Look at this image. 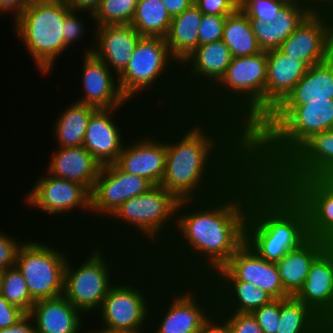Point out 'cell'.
Returning a JSON list of instances; mask_svg holds the SVG:
<instances>
[{"mask_svg":"<svg viewBox=\"0 0 333 333\" xmlns=\"http://www.w3.org/2000/svg\"><path fill=\"white\" fill-rule=\"evenodd\" d=\"M308 238L304 207L270 178L250 198L245 243L264 260L277 263Z\"/></svg>","mask_w":333,"mask_h":333,"instance_id":"5","label":"cell"},{"mask_svg":"<svg viewBox=\"0 0 333 333\" xmlns=\"http://www.w3.org/2000/svg\"><path fill=\"white\" fill-rule=\"evenodd\" d=\"M284 4L282 0H240L239 7L250 20L269 23L278 18L277 12Z\"/></svg>","mask_w":333,"mask_h":333,"instance_id":"41","label":"cell"},{"mask_svg":"<svg viewBox=\"0 0 333 333\" xmlns=\"http://www.w3.org/2000/svg\"><path fill=\"white\" fill-rule=\"evenodd\" d=\"M287 190L306 211L309 237L333 245V187L324 179L302 178Z\"/></svg>","mask_w":333,"mask_h":333,"instance_id":"22","label":"cell"},{"mask_svg":"<svg viewBox=\"0 0 333 333\" xmlns=\"http://www.w3.org/2000/svg\"><path fill=\"white\" fill-rule=\"evenodd\" d=\"M172 17L162 0H138L131 26L142 37L164 38Z\"/></svg>","mask_w":333,"mask_h":333,"instance_id":"37","label":"cell"},{"mask_svg":"<svg viewBox=\"0 0 333 333\" xmlns=\"http://www.w3.org/2000/svg\"><path fill=\"white\" fill-rule=\"evenodd\" d=\"M69 10L63 0H33L11 24L13 37L32 59L30 62L34 63L35 73L42 76L40 79L50 78L54 69L58 72L61 59L73 55L63 37V24Z\"/></svg>","mask_w":333,"mask_h":333,"instance_id":"12","label":"cell"},{"mask_svg":"<svg viewBox=\"0 0 333 333\" xmlns=\"http://www.w3.org/2000/svg\"><path fill=\"white\" fill-rule=\"evenodd\" d=\"M333 170V129L313 134L270 178L283 189L302 178L324 179Z\"/></svg>","mask_w":333,"mask_h":333,"instance_id":"18","label":"cell"},{"mask_svg":"<svg viewBox=\"0 0 333 333\" xmlns=\"http://www.w3.org/2000/svg\"><path fill=\"white\" fill-rule=\"evenodd\" d=\"M333 129V99L278 105L249 135L250 166L270 177L313 134Z\"/></svg>","mask_w":333,"mask_h":333,"instance_id":"4","label":"cell"},{"mask_svg":"<svg viewBox=\"0 0 333 333\" xmlns=\"http://www.w3.org/2000/svg\"><path fill=\"white\" fill-rule=\"evenodd\" d=\"M33 0H0V18L10 16L11 24L22 14ZM11 19V21H10Z\"/></svg>","mask_w":333,"mask_h":333,"instance_id":"47","label":"cell"},{"mask_svg":"<svg viewBox=\"0 0 333 333\" xmlns=\"http://www.w3.org/2000/svg\"><path fill=\"white\" fill-rule=\"evenodd\" d=\"M226 17L227 16L203 14L198 29L199 45L222 40Z\"/></svg>","mask_w":333,"mask_h":333,"instance_id":"44","label":"cell"},{"mask_svg":"<svg viewBox=\"0 0 333 333\" xmlns=\"http://www.w3.org/2000/svg\"><path fill=\"white\" fill-rule=\"evenodd\" d=\"M89 333H150L149 330L89 329Z\"/></svg>","mask_w":333,"mask_h":333,"instance_id":"53","label":"cell"},{"mask_svg":"<svg viewBox=\"0 0 333 333\" xmlns=\"http://www.w3.org/2000/svg\"><path fill=\"white\" fill-rule=\"evenodd\" d=\"M203 13L192 4L183 13L172 17L167 35L164 37L171 56L181 64L198 46V29Z\"/></svg>","mask_w":333,"mask_h":333,"instance_id":"33","label":"cell"},{"mask_svg":"<svg viewBox=\"0 0 333 333\" xmlns=\"http://www.w3.org/2000/svg\"><path fill=\"white\" fill-rule=\"evenodd\" d=\"M208 280L245 281L261 288L273 299L289 298L282 286L277 264L264 260L245 242Z\"/></svg>","mask_w":333,"mask_h":333,"instance_id":"21","label":"cell"},{"mask_svg":"<svg viewBox=\"0 0 333 333\" xmlns=\"http://www.w3.org/2000/svg\"><path fill=\"white\" fill-rule=\"evenodd\" d=\"M29 315L36 333H89V319L63 295L35 301Z\"/></svg>","mask_w":333,"mask_h":333,"instance_id":"25","label":"cell"},{"mask_svg":"<svg viewBox=\"0 0 333 333\" xmlns=\"http://www.w3.org/2000/svg\"><path fill=\"white\" fill-rule=\"evenodd\" d=\"M168 277L153 258H139L110 288L89 329L149 330L153 297Z\"/></svg>","mask_w":333,"mask_h":333,"instance_id":"10","label":"cell"},{"mask_svg":"<svg viewBox=\"0 0 333 333\" xmlns=\"http://www.w3.org/2000/svg\"><path fill=\"white\" fill-rule=\"evenodd\" d=\"M171 17L177 16L187 10L194 0H162Z\"/></svg>","mask_w":333,"mask_h":333,"instance_id":"51","label":"cell"},{"mask_svg":"<svg viewBox=\"0 0 333 333\" xmlns=\"http://www.w3.org/2000/svg\"><path fill=\"white\" fill-rule=\"evenodd\" d=\"M266 74V51L232 58L225 75L193 109L229 118L249 135L265 119Z\"/></svg>","mask_w":333,"mask_h":333,"instance_id":"8","label":"cell"},{"mask_svg":"<svg viewBox=\"0 0 333 333\" xmlns=\"http://www.w3.org/2000/svg\"><path fill=\"white\" fill-rule=\"evenodd\" d=\"M227 324L230 333H262L251 313L216 312Z\"/></svg>","mask_w":333,"mask_h":333,"instance_id":"43","label":"cell"},{"mask_svg":"<svg viewBox=\"0 0 333 333\" xmlns=\"http://www.w3.org/2000/svg\"><path fill=\"white\" fill-rule=\"evenodd\" d=\"M240 0H194L203 14L228 16L239 8Z\"/></svg>","mask_w":333,"mask_h":333,"instance_id":"45","label":"cell"},{"mask_svg":"<svg viewBox=\"0 0 333 333\" xmlns=\"http://www.w3.org/2000/svg\"><path fill=\"white\" fill-rule=\"evenodd\" d=\"M26 313L12 305L0 294V328L10 327L20 321Z\"/></svg>","mask_w":333,"mask_h":333,"instance_id":"46","label":"cell"},{"mask_svg":"<svg viewBox=\"0 0 333 333\" xmlns=\"http://www.w3.org/2000/svg\"><path fill=\"white\" fill-rule=\"evenodd\" d=\"M3 269H0V293H1V283H2V274H3Z\"/></svg>","mask_w":333,"mask_h":333,"instance_id":"57","label":"cell"},{"mask_svg":"<svg viewBox=\"0 0 333 333\" xmlns=\"http://www.w3.org/2000/svg\"><path fill=\"white\" fill-rule=\"evenodd\" d=\"M180 200L160 185L128 199L97 229L95 241L154 258L172 238Z\"/></svg>","mask_w":333,"mask_h":333,"instance_id":"3","label":"cell"},{"mask_svg":"<svg viewBox=\"0 0 333 333\" xmlns=\"http://www.w3.org/2000/svg\"><path fill=\"white\" fill-rule=\"evenodd\" d=\"M216 312L208 280L168 277L157 289L149 312L150 333H199Z\"/></svg>","mask_w":333,"mask_h":333,"instance_id":"11","label":"cell"},{"mask_svg":"<svg viewBox=\"0 0 333 333\" xmlns=\"http://www.w3.org/2000/svg\"><path fill=\"white\" fill-rule=\"evenodd\" d=\"M310 13L303 4L285 3L274 22L251 20L260 49L266 52L278 49Z\"/></svg>","mask_w":333,"mask_h":333,"instance_id":"31","label":"cell"},{"mask_svg":"<svg viewBox=\"0 0 333 333\" xmlns=\"http://www.w3.org/2000/svg\"><path fill=\"white\" fill-rule=\"evenodd\" d=\"M331 57L333 58V20L331 26Z\"/></svg>","mask_w":333,"mask_h":333,"instance_id":"55","label":"cell"},{"mask_svg":"<svg viewBox=\"0 0 333 333\" xmlns=\"http://www.w3.org/2000/svg\"><path fill=\"white\" fill-rule=\"evenodd\" d=\"M285 3H298V4H302V0H282Z\"/></svg>","mask_w":333,"mask_h":333,"instance_id":"56","label":"cell"},{"mask_svg":"<svg viewBox=\"0 0 333 333\" xmlns=\"http://www.w3.org/2000/svg\"><path fill=\"white\" fill-rule=\"evenodd\" d=\"M324 240L309 237L299 247L292 249L277 264L285 293L295 297L304 285L313 261L329 246Z\"/></svg>","mask_w":333,"mask_h":333,"instance_id":"28","label":"cell"},{"mask_svg":"<svg viewBox=\"0 0 333 333\" xmlns=\"http://www.w3.org/2000/svg\"><path fill=\"white\" fill-rule=\"evenodd\" d=\"M332 20L333 13L311 12L278 49L308 67L326 61L331 57Z\"/></svg>","mask_w":333,"mask_h":333,"instance_id":"20","label":"cell"},{"mask_svg":"<svg viewBox=\"0 0 333 333\" xmlns=\"http://www.w3.org/2000/svg\"><path fill=\"white\" fill-rule=\"evenodd\" d=\"M123 96L147 113L183 112L193 107L183 98L180 64L164 38L142 37L118 76ZM146 101V102H145Z\"/></svg>","mask_w":333,"mask_h":333,"instance_id":"6","label":"cell"},{"mask_svg":"<svg viewBox=\"0 0 333 333\" xmlns=\"http://www.w3.org/2000/svg\"><path fill=\"white\" fill-rule=\"evenodd\" d=\"M53 148L43 160L49 158L44 170L53 177L77 182L91 192L102 167L100 163L83 146Z\"/></svg>","mask_w":333,"mask_h":333,"instance_id":"24","label":"cell"},{"mask_svg":"<svg viewBox=\"0 0 333 333\" xmlns=\"http://www.w3.org/2000/svg\"><path fill=\"white\" fill-rule=\"evenodd\" d=\"M153 186L146 178L127 173L116 163L102 166L90 192L91 238L122 203Z\"/></svg>","mask_w":333,"mask_h":333,"instance_id":"17","label":"cell"},{"mask_svg":"<svg viewBox=\"0 0 333 333\" xmlns=\"http://www.w3.org/2000/svg\"><path fill=\"white\" fill-rule=\"evenodd\" d=\"M148 115L165 131L160 186L179 200L213 197L250 166L248 135L233 120L193 108Z\"/></svg>","mask_w":333,"mask_h":333,"instance_id":"1","label":"cell"},{"mask_svg":"<svg viewBox=\"0 0 333 333\" xmlns=\"http://www.w3.org/2000/svg\"><path fill=\"white\" fill-rule=\"evenodd\" d=\"M266 54L265 118L287 97L308 69L303 61L286 56L279 49Z\"/></svg>","mask_w":333,"mask_h":333,"instance_id":"26","label":"cell"},{"mask_svg":"<svg viewBox=\"0 0 333 333\" xmlns=\"http://www.w3.org/2000/svg\"><path fill=\"white\" fill-rule=\"evenodd\" d=\"M83 239L69 232H33L20 246L15 266L34 301L63 295L66 262Z\"/></svg>","mask_w":333,"mask_h":333,"instance_id":"13","label":"cell"},{"mask_svg":"<svg viewBox=\"0 0 333 333\" xmlns=\"http://www.w3.org/2000/svg\"><path fill=\"white\" fill-rule=\"evenodd\" d=\"M138 0H101L93 13L95 27L131 24Z\"/></svg>","mask_w":333,"mask_h":333,"instance_id":"38","label":"cell"},{"mask_svg":"<svg viewBox=\"0 0 333 333\" xmlns=\"http://www.w3.org/2000/svg\"><path fill=\"white\" fill-rule=\"evenodd\" d=\"M0 333H36L33 318L26 314L15 325L6 328H0Z\"/></svg>","mask_w":333,"mask_h":333,"instance_id":"48","label":"cell"},{"mask_svg":"<svg viewBox=\"0 0 333 333\" xmlns=\"http://www.w3.org/2000/svg\"><path fill=\"white\" fill-rule=\"evenodd\" d=\"M222 41L230 49L233 58L262 52L253 33L251 20L240 7L226 17Z\"/></svg>","mask_w":333,"mask_h":333,"instance_id":"35","label":"cell"},{"mask_svg":"<svg viewBox=\"0 0 333 333\" xmlns=\"http://www.w3.org/2000/svg\"><path fill=\"white\" fill-rule=\"evenodd\" d=\"M232 58L222 40L199 45L180 64L183 98L194 107L225 75Z\"/></svg>","mask_w":333,"mask_h":333,"instance_id":"16","label":"cell"},{"mask_svg":"<svg viewBox=\"0 0 333 333\" xmlns=\"http://www.w3.org/2000/svg\"><path fill=\"white\" fill-rule=\"evenodd\" d=\"M199 333H230L225 321L215 312L201 327Z\"/></svg>","mask_w":333,"mask_h":333,"instance_id":"49","label":"cell"},{"mask_svg":"<svg viewBox=\"0 0 333 333\" xmlns=\"http://www.w3.org/2000/svg\"><path fill=\"white\" fill-rule=\"evenodd\" d=\"M262 333H277L280 321V299H273L270 303L251 312Z\"/></svg>","mask_w":333,"mask_h":333,"instance_id":"42","label":"cell"},{"mask_svg":"<svg viewBox=\"0 0 333 333\" xmlns=\"http://www.w3.org/2000/svg\"><path fill=\"white\" fill-rule=\"evenodd\" d=\"M277 333H333V329L310 307L289 297L280 299Z\"/></svg>","mask_w":333,"mask_h":333,"instance_id":"34","label":"cell"},{"mask_svg":"<svg viewBox=\"0 0 333 333\" xmlns=\"http://www.w3.org/2000/svg\"><path fill=\"white\" fill-rule=\"evenodd\" d=\"M141 38L130 24L95 27L92 53L118 77L127 67Z\"/></svg>","mask_w":333,"mask_h":333,"instance_id":"27","label":"cell"},{"mask_svg":"<svg viewBox=\"0 0 333 333\" xmlns=\"http://www.w3.org/2000/svg\"><path fill=\"white\" fill-rule=\"evenodd\" d=\"M71 101V102H70ZM67 104L57 110V118L49 124L51 135V147H79L83 145L84 136L91 114L97 109L74 99L66 101ZM61 109V110H60ZM53 123V124H52ZM53 137V138H52ZM53 144V145H52ZM56 144V145H55ZM55 145V146H54Z\"/></svg>","mask_w":333,"mask_h":333,"instance_id":"29","label":"cell"},{"mask_svg":"<svg viewBox=\"0 0 333 333\" xmlns=\"http://www.w3.org/2000/svg\"><path fill=\"white\" fill-rule=\"evenodd\" d=\"M147 115L143 107L129 101L118 108H98L88 121L82 146L101 166L114 164L128 137Z\"/></svg>","mask_w":333,"mask_h":333,"instance_id":"14","label":"cell"},{"mask_svg":"<svg viewBox=\"0 0 333 333\" xmlns=\"http://www.w3.org/2000/svg\"><path fill=\"white\" fill-rule=\"evenodd\" d=\"M63 27L64 44L71 50V53L76 55L75 52H77V54L82 55L93 52L95 45V23L92 13L69 10L66 14Z\"/></svg>","mask_w":333,"mask_h":333,"instance_id":"36","label":"cell"},{"mask_svg":"<svg viewBox=\"0 0 333 333\" xmlns=\"http://www.w3.org/2000/svg\"><path fill=\"white\" fill-rule=\"evenodd\" d=\"M333 99V58L311 65L279 105H304L309 101Z\"/></svg>","mask_w":333,"mask_h":333,"instance_id":"32","label":"cell"},{"mask_svg":"<svg viewBox=\"0 0 333 333\" xmlns=\"http://www.w3.org/2000/svg\"><path fill=\"white\" fill-rule=\"evenodd\" d=\"M116 164L127 173L160 185L166 165L165 131L147 115L126 140Z\"/></svg>","mask_w":333,"mask_h":333,"instance_id":"15","label":"cell"},{"mask_svg":"<svg viewBox=\"0 0 333 333\" xmlns=\"http://www.w3.org/2000/svg\"><path fill=\"white\" fill-rule=\"evenodd\" d=\"M77 58L81 59V61L78 59L80 63L75 62L76 65L79 64L75 67L76 69L81 67L77 69V76H80L78 77L80 79L76 77V80L80 82L77 83L76 90H80V93L75 92V89L73 90L76 95L75 98L73 97L74 100L97 109L118 108L128 102L119 88L118 77L102 60L98 59L93 53L76 55L75 61Z\"/></svg>","mask_w":333,"mask_h":333,"instance_id":"19","label":"cell"},{"mask_svg":"<svg viewBox=\"0 0 333 333\" xmlns=\"http://www.w3.org/2000/svg\"><path fill=\"white\" fill-rule=\"evenodd\" d=\"M64 3L73 11H83L94 13L101 0H63Z\"/></svg>","mask_w":333,"mask_h":333,"instance_id":"50","label":"cell"},{"mask_svg":"<svg viewBox=\"0 0 333 333\" xmlns=\"http://www.w3.org/2000/svg\"><path fill=\"white\" fill-rule=\"evenodd\" d=\"M311 12H329L333 13V0H302Z\"/></svg>","mask_w":333,"mask_h":333,"instance_id":"52","label":"cell"},{"mask_svg":"<svg viewBox=\"0 0 333 333\" xmlns=\"http://www.w3.org/2000/svg\"><path fill=\"white\" fill-rule=\"evenodd\" d=\"M269 179L249 166L213 197L180 200L174 234L153 259L171 278L208 280L245 242L250 198Z\"/></svg>","mask_w":333,"mask_h":333,"instance_id":"2","label":"cell"},{"mask_svg":"<svg viewBox=\"0 0 333 333\" xmlns=\"http://www.w3.org/2000/svg\"><path fill=\"white\" fill-rule=\"evenodd\" d=\"M17 213L19 214L18 211L16 213L15 212L13 213V214H16V215H13V217L16 216V219L19 218L17 220H20V221H17L18 223L16 224L15 229L17 230V228H16V227H18L17 225L22 224L23 226H20L21 230H19L21 235L19 234L18 230L16 232V230L12 227L13 225H11L10 228H9V225H7L8 227L0 226V227H2V228H0V269H3V270L15 266L17 252H18L20 246L33 233L32 228H30V229L27 228V226H29L28 224H23L21 222V220H23V218L21 219V217H19V216L17 217ZM6 228H9V230H7ZM10 229H12V230L14 229V231L11 233L12 230H10ZM21 232H23V233H21Z\"/></svg>","mask_w":333,"mask_h":333,"instance_id":"40","label":"cell"},{"mask_svg":"<svg viewBox=\"0 0 333 333\" xmlns=\"http://www.w3.org/2000/svg\"><path fill=\"white\" fill-rule=\"evenodd\" d=\"M295 298L310 307L333 329V245H329L313 261Z\"/></svg>","mask_w":333,"mask_h":333,"instance_id":"23","label":"cell"},{"mask_svg":"<svg viewBox=\"0 0 333 333\" xmlns=\"http://www.w3.org/2000/svg\"><path fill=\"white\" fill-rule=\"evenodd\" d=\"M41 169L42 171L37 174L38 177L35 176L37 179L30 181L31 184L27 179L29 186H25V188L23 186V193L19 194L21 195L19 204L20 207L23 206V211L19 207L16 208L20 212L19 216L29 222L32 217H36L30 223L25 222L33 232H44V230L45 232H69L84 238H91L90 192L77 182L53 177L42 167Z\"/></svg>","mask_w":333,"mask_h":333,"instance_id":"9","label":"cell"},{"mask_svg":"<svg viewBox=\"0 0 333 333\" xmlns=\"http://www.w3.org/2000/svg\"><path fill=\"white\" fill-rule=\"evenodd\" d=\"M10 304L29 314L35 301L31 298L24 277L16 266L7 268L2 274L1 293Z\"/></svg>","mask_w":333,"mask_h":333,"instance_id":"39","label":"cell"},{"mask_svg":"<svg viewBox=\"0 0 333 333\" xmlns=\"http://www.w3.org/2000/svg\"><path fill=\"white\" fill-rule=\"evenodd\" d=\"M138 259L124 246L84 238L66 262L63 296L90 320L110 288Z\"/></svg>","mask_w":333,"mask_h":333,"instance_id":"7","label":"cell"},{"mask_svg":"<svg viewBox=\"0 0 333 333\" xmlns=\"http://www.w3.org/2000/svg\"><path fill=\"white\" fill-rule=\"evenodd\" d=\"M216 294V312L251 313L273 298L254 284L240 280H208Z\"/></svg>","mask_w":333,"mask_h":333,"instance_id":"30","label":"cell"},{"mask_svg":"<svg viewBox=\"0 0 333 333\" xmlns=\"http://www.w3.org/2000/svg\"><path fill=\"white\" fill-rule=\"evenodd\" d=\"M324 180L333 187V170L324 178Z\"/></svg>","mask_w":333,"mask_h":333,"instance_id":"54","label":"cell"}]
</instances>
